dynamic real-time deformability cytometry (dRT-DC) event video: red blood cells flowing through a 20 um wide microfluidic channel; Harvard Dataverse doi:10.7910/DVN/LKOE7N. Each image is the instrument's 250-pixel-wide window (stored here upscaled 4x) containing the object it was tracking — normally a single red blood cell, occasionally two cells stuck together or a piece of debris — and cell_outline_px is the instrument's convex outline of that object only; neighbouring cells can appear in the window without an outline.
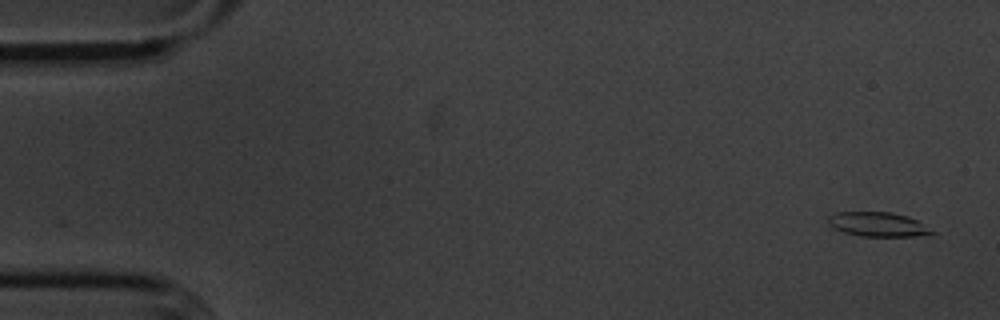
{"species": "common noctule bat (a hibernating species)", "species_latin": "Nyctalus noctula", "temperature_condition": "cold", "stored_images_in_passage": 54, "camera_frame_rate_fps": 3000, "um_per_image_px": 0.085, "animal": {"sex": "male", "body_mass_g": 20.1, "forearm_length_mm": 53.5}, "frame": {"image": 1, "passage_image": 1, "time_ms": 0.0, "image_size_px": [1000, 320], "cell_outline_px": [[936, 232], [916, 236], [860, 236], [844, 232], [828, 224], [828, 216], [836, 212], [892, 212], [908, 216], [916, 220]], "centroid_in_image_um": [74.6, 19.06], "position_along_channel_um": 10.4, "area_um2": 14.57}}
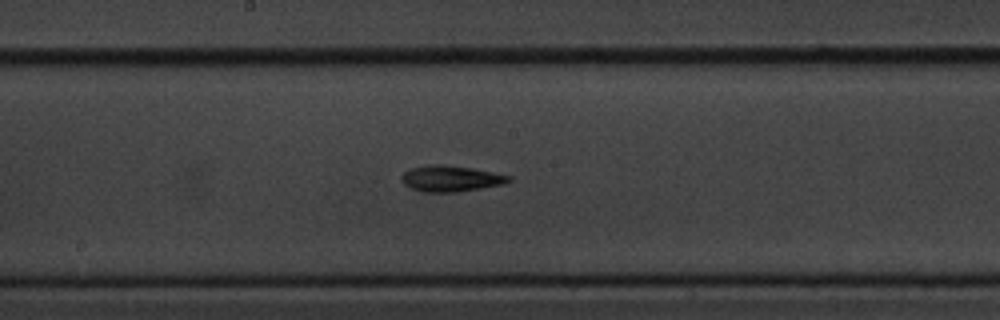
{"frame": {"image": 2, "passage_image": 28, "time_ms": 9.0, "image_size_px": [1000, 320], "cell_outline_px": [[512, 180], [504, 184], [456, 192], [420, 192], [404, 184], [400, 180], [400, 176], [404, 172], [412, 168], [432, 164], [440, 164], [472, 168], [512, 176]], "centroid_in_image_um": [38.3, 15.18], "position_along_channel_um": 209.9, "area_um2": 16.24}}
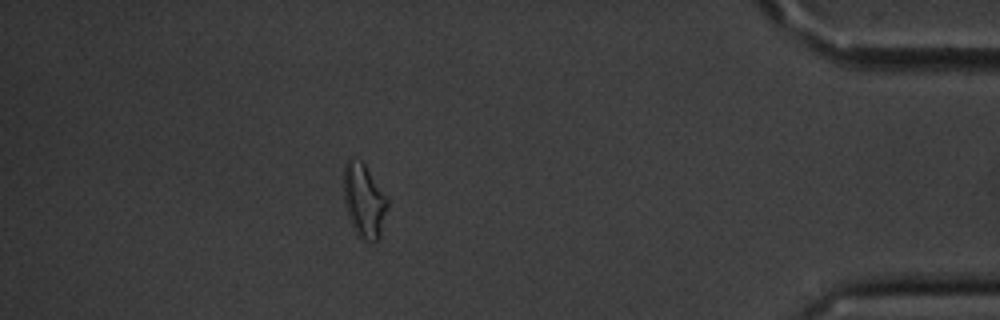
{"frame": {"image": 3, "passage_image": 48, "time_ms": 15.667, "image_size_px": [1000, 320], "cell_outline_px": [[388, 204], [380, 236], [372, 244], [360, 240], [356, 236], [352, 228], [344, 204], [344, 164], [348, 160], [360, 160], [364, 164], [388, 200]], "centroid_in_image_um": [30.92, 17.15], "position_along_channel_um": 404.3, "area_um2": 18.84}, "authors_computed_cell_mechanics": {"area_um2": 15.3748, "velocity_mm_per_s": 3.5953, "shape_relaxation_time_tau1_ms": 10.3301, "shape_relaxation_time_tau2_ms": null, "deformation_change_tau1": 0.218, "deformation_change_tau2": null}}